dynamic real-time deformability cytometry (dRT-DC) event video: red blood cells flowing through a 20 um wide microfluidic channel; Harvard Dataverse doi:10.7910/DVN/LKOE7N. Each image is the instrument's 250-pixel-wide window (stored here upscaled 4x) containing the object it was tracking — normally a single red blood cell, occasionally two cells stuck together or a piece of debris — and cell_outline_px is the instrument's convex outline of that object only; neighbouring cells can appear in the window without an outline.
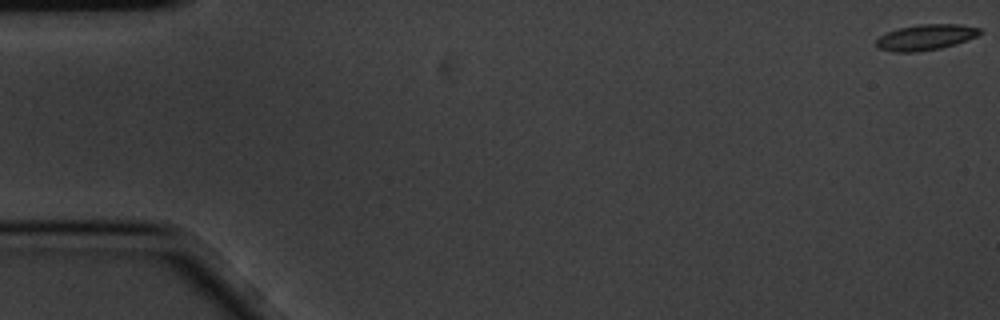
{"species": "common noctule bat (a hibernating species)", "species_latin": "Nyctalus noctula", "temperature_condition": "cold", "stored_images_in_passage": 6, "camera_frame_rate_fps": 3000, "um_per_image_px": 0.085, "animal": {"sex": "male", "body_mass_g": 20.1, "forearm_length_mm": 53.5}, "frame": {"image": 1, "passage_image": 1, "time_ms": 0.0, "image_size_px": [1000, 320], "cell_outline_px": [[984, 32], [976, 36], [956, 44], [940, 48], [916, 52], [892, 52], [876, 48], [876, 40], [880, 36], [888, 32], [900, 28], [920, 24], [960, 24], [980, 28]], "centroid_in_image_um": [78.68, 3.17], "position_along_channel_um": 6.3, "area_um2": 15.55}}
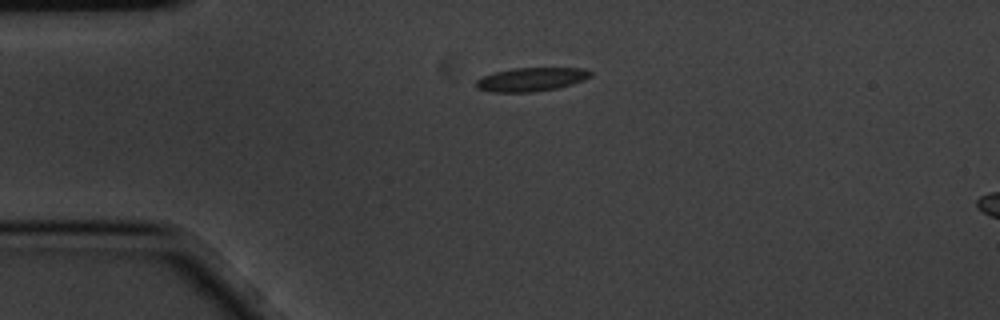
{"frame": {"image": 2, "passage_image": 4, "time_ms": 1.0, "image_size_px": [1000, 320], "cell_outline_px": [[592, 76], [584, 80], [572, 84], [556, 88], [532, 92], [492, 92], [476, 88], [476, 80], [484, 76], [496, 72], [512, 68], [584, 68], [592, 72]], "centroid_in_image_um": [45.17, 6.75], "position_along_channel_um": 39.8, "area_um2": 15.72}}
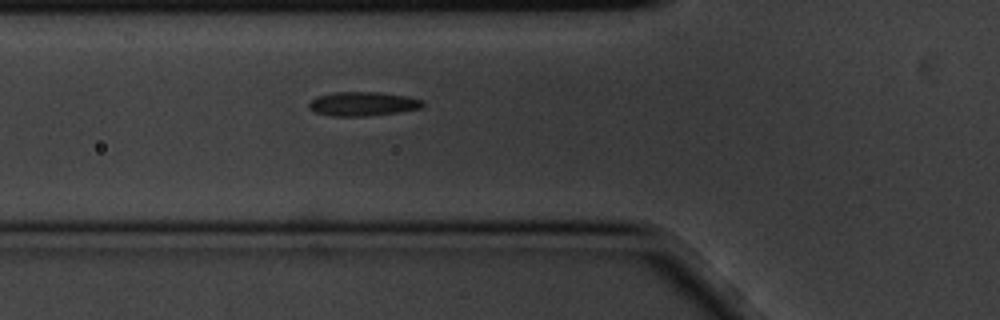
{"frame": {"image": 3, "passage_image": 6, "time_ms": 1.667, "image_size_px": [1000, 320], "cell_outline_px": [[424, 104], [420, 108], [400, 112], [368, 116], [332, 116], [316, 112], [308, 104], [316, 96], [336, 92], [376, 92], [408, 96], [424, 100]], "centroid_in_image_um": [30.88, 8.82], "position_along_channel_um": 94.9, "area_um2": 15.9}}